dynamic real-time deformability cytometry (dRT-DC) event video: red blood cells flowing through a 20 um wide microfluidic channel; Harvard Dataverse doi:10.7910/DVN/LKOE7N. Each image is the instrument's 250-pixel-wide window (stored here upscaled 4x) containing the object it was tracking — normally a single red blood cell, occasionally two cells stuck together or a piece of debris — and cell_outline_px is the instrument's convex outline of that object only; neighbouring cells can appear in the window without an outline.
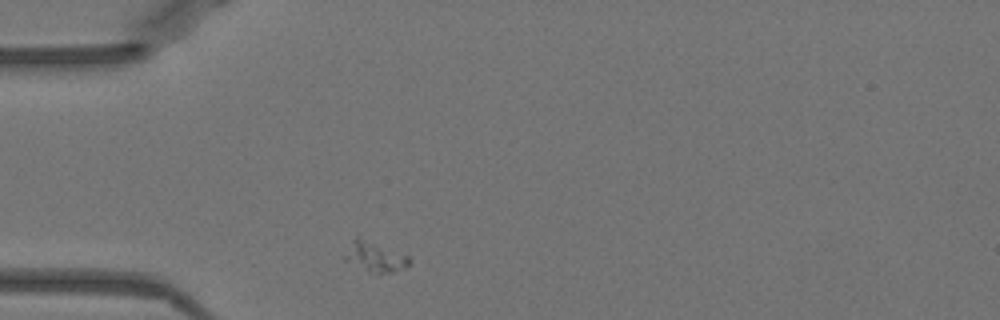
{"species": "Egyptian fruit bat (a non-hibernating species)", "species_latin": "Rousettus aegyptiacus", "temperature_condition": "warm", "stored_images_in_passage": 31, "camera_frame_rate_fps": 3000, "um_per_image_px": 0.085, "animal": {"sex": "female"}, "frame": {"image": 1, "passage_image": 1, "time_ms": 0.0, "image_size_px": [1000, 320], "cell_outline_px": [[412, 264], [404, 268], [392, 272], [368, 272], [344, 260], [344, 256], [352, 240], [356, 236], [360, 236], [408, 256], [412, 260]], "centroid_in_image_um": [31.88, 21.81], "position_along_channel_um": 53.1, "area_um2": 11.27}}
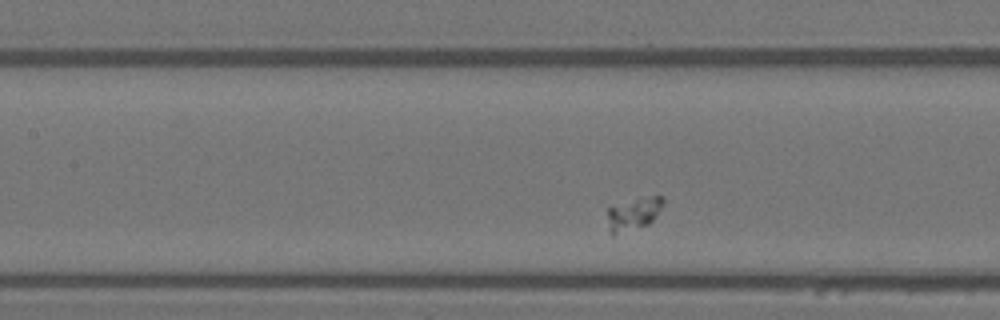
{"frame": {"image": 2, "passage_image": 10, "time_ms": 3.0, "image_size_px": [1000, 320], "cell_outline_px": [[664, 204], [652, 220], [648, 224], [612, 236], [608, 216], [608, 208], [612, 204], [652, 196], [664, 196]], "centroid_in_image_um": [53.85, 18.15], "position_along_channel_um": 153.5, "area_um2": 10.4}}
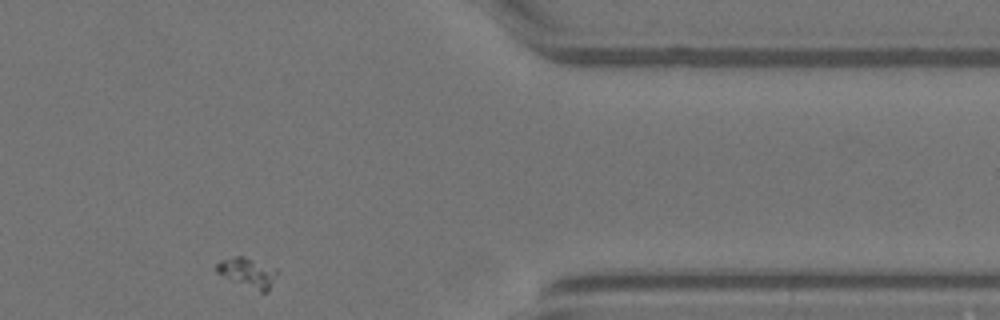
{"frame": {"image": 3, "passage_image": 31, "time_ms": 10.0, "image_size_px": [1000, 320], "cell_outline_px": [[276, 272], [268, 292], [260, 292], [216, 272], [216, 264], [220, 260], [236, 256], [244, 256], [276, 268]], "centroid_in_image_um": [21.04, 23.15], "position_along_channel_um": 390.4, "area_um2": 10.06}}